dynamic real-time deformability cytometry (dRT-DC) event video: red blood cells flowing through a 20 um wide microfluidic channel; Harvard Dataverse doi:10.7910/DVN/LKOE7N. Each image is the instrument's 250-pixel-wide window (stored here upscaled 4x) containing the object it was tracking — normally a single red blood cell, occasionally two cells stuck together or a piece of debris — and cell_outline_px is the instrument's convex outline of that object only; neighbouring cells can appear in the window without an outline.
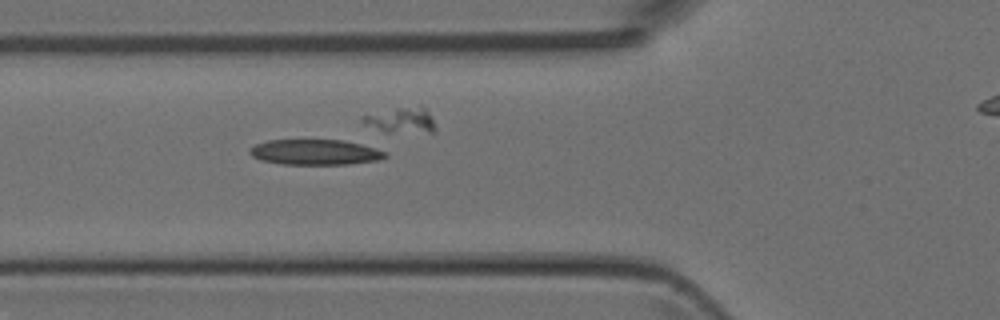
{"species": "Egyptian fruit bat (a non-hibernating species)", "species_latin": "Rousettus aegyptiacus", "temperature_condition": "room temperature", "stored_images_in_passage": 34, "camera_frame_rate_fps": 3000, "um_per_image_px": 0.085, "animal": {"sex": "female"}, "frame": {"image": 1, "passage_image": 2, "time_ms": 0.333, "image_size_px": [1000, 320], "cell_outline_px": [[388, 156], [380, 160], [348, 164], [284, 164], [260, 160], [252, 156], [248, 152], [248, 148], [256, 144], [268, 140], [344, 140], [360, 144], [388, 152]], "centroid_in_image_um": [26.79, 12.93], "position_along_channel_um": 99.0, "area_um2": 20.11}}
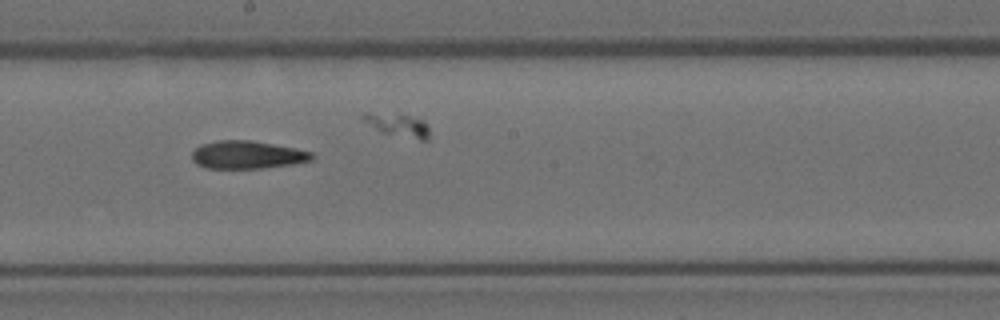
{"frame": {"image": 2, "passage_image": 11, "time_ms": 3.333, "image_size_px": [1000, 320], "cell_outline_px": [[316, 156], [312, 160], [292, 164], [260, 168], [208, 168], [196, 164], [192, 160], [192, 152], [196, 148], [204, 144], [216, 140], [252, 140], [296, 148], [312, 152]], "centroid_in_image_um": [21.04, 13.15], "position_along_channel_um": 227.2, "area_um2": 19.48}}
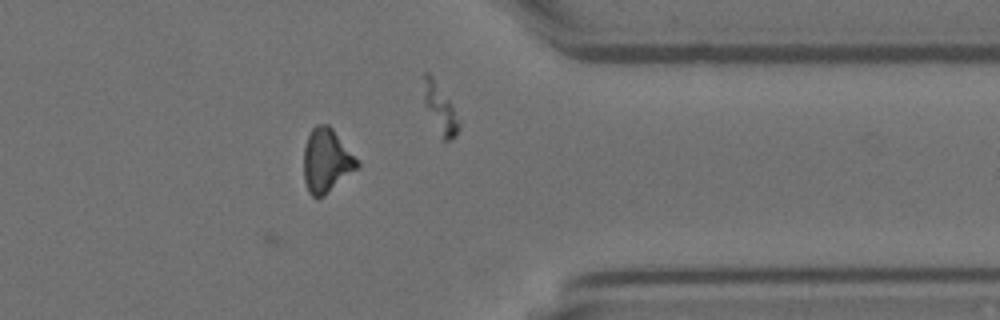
{"frame": {"image": 3, "passage_image": 23, "time_ms": 7.333, "image_size_px": [1000, 320], "cell_outline_px": [[360, 164], [356, 168], [324, 196], [312, 196], [308, 192], [304, 180], [304, 148], [308, 136], [312, 128], [316, 124], [328, 124], [332, 128], [360, 160]], "centroid_in_image_um": [27.75, 13.63], "position_along_channel_um": 383.6, "area_um2": 19.77}}